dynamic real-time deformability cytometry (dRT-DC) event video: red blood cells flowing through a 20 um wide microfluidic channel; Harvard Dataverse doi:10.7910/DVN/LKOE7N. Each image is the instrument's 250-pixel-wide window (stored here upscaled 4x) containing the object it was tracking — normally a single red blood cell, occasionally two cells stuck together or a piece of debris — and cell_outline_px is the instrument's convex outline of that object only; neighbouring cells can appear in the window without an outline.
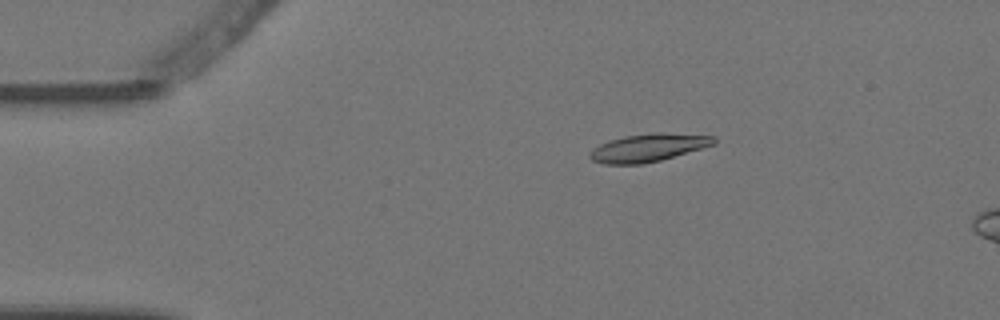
{"species": "Egyptian fruit bat (a non-hibernating species)", "species_latin": "Rousettus aegyptiacus", "temperature_condition": "warm", "stored_images_in_passage": 4, "camera_frame_rate_fps": 3000, "um_per_image_px": 0.085, "animal": {"sex": "female"}, "frame": {"image": 1, "passage_image": 2, "time_ms": 0.333, "image_size_px": [1000, 320], "cell_outline_px": [[716, 144], [660, 160], [644, 164], [604, 164], [592, 160], [588, 156], [592, 148], [608, 140], [624, 136], [656, 132], [716, 136]], "centroid_in_image_um": [55.08, 12.55], "position_along_channel_um": 29.9, "area_um2": 20.17}}